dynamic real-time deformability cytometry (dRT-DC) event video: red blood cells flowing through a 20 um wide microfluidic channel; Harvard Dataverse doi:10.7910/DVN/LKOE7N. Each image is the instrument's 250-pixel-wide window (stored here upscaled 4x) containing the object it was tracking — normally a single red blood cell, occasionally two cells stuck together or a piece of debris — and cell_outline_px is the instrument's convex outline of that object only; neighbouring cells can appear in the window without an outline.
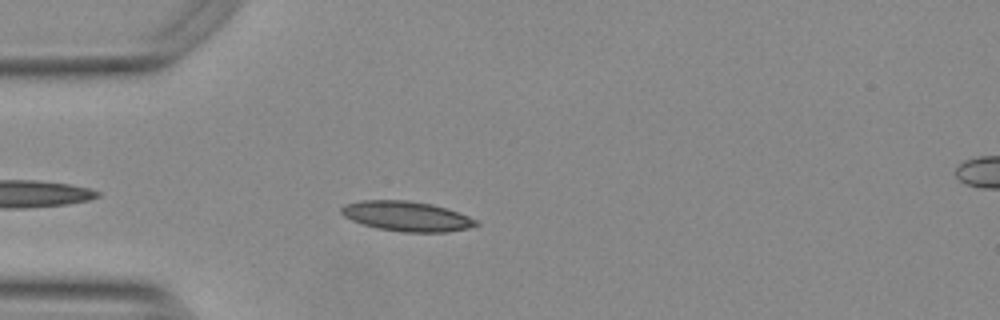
{"species": "Egyptian fruit bat (a non-hibernating species)", "species_latin": "Rousettus aegyptiacus", "temperature_condition": "warm", "stored_images_in_passage": 7, "camera_frame_rate_fps": 3000, "um_per_image_px": 0.085, "animal": {"sex": "female"}, "frame": {"image": 1, "passage_image": 5, "time_ms": 1.333, "image_size_px": [1000, 320], "cell_outline_px": [[480, 224], [468, 228], [448, 232], [404, 232], [376, 228], [352, 220], [344, 216], [340, 212], [340, 208], [344, 204], [364, 200], [408, 200], [432, 204], [468, 216], [476, 220]], "centroid_in_image_um": [34.55, 18.38], "position_along_channel_um": 50.5, "area_um2": 23.35}}